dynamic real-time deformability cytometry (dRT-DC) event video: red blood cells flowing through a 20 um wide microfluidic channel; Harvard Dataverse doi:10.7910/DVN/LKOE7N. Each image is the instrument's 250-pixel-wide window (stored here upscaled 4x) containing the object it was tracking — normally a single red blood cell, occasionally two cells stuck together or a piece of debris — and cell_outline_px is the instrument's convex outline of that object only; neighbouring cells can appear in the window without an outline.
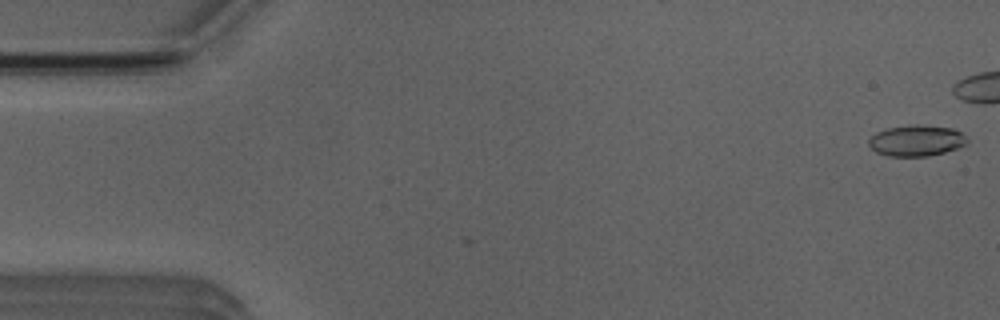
{"species": "Egyptian fruit bat (a non-hibernating species)", "species_latin": "Rousettus aegyptiacus", "temperature_condition": "room temperature", "stored_images_in_passage": 7, "camera_frame_rate_fps": 3000, "um_per_image_px": 0.085, "animal": {"sex": "male"}, "frame": {"image": 1, "passage_image": 1, "time_ms": 0.0, "image_size_px": [1000, 320], "cell_outline_px": [[968, 140], [964, 144], [956, 148], [944, 152], [928, 156], [888, 156], [876, 152], [868, 144], [868, 140], [876, 132], [888, 128], [916, 124], [952, 128], [968, 136]], "centroid_in_image_um": [77.89, 11.95], "position_along_channel_um": 7.1, "area_um2": 17.69}}